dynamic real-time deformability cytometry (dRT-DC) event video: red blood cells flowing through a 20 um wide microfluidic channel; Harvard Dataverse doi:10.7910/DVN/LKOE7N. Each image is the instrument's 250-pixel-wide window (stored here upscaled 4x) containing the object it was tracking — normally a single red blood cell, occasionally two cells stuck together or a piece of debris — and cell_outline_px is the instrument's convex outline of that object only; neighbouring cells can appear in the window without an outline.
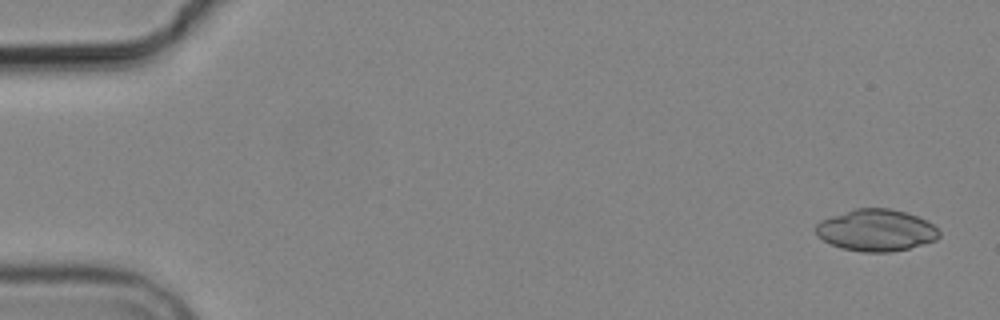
{"species": "common noctule bat (a hibernating species)", "species_latin": "Nyctalus noctula", "temperature_condition": "cold", "stored_images_in_passage": 8, "camera_frame_rate_fps": 3000, "um_per_image_px": 0.085, "animal": {"sex": "male", "body_mass_g": 19.2, "forearm_length_mm": 51.8}, "frame": {"image": 1, "passage_image": 1, "time_ms": 0.0, "image_size_px": [1000, 320], "cell_outline_px": [[940, 236], [936, 240], [908, 248], [892, 252], [864, 252], [840, 248], [816, 236], [816, 224], [820, 220], [856, 208], [888, 208], [904, 212], [916, 216], [932, 224], [940, 232]], "centroid_in_image_um": [74.45, 19.58], "position_along_channel_um": 10.5, "area_um2": 29.82}}